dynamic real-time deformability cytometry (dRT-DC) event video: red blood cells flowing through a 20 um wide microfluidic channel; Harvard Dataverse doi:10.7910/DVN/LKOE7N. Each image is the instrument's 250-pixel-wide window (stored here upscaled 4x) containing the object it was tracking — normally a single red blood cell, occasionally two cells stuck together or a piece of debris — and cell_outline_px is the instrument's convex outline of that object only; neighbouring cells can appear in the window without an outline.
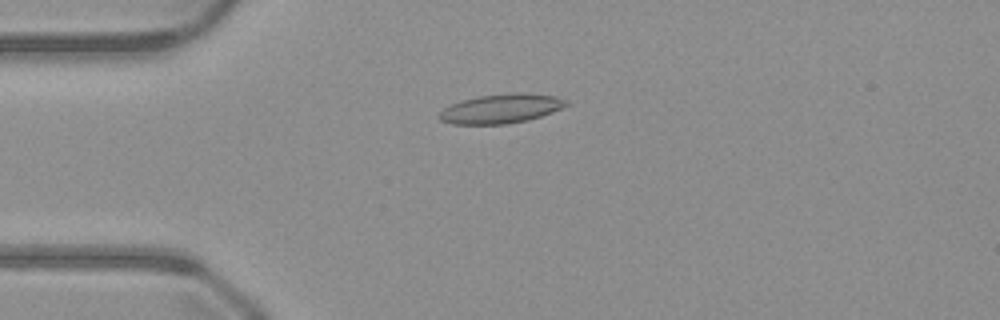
{"species": "common noctule bat (a hibernating species)", "species_latin": "Nyctalus noctula", "temperature_condition": "warm", "stored_images_in_passage": 45, "camera_frame_rate_fps": 3000, "um_per_image_px": 0.085, "animal": {"sex": "male", "body_mass_g": 23.1, "forearm_length_mm": 52.7}, "frame": {"image": 1, "passage_image": 7, "time_ms": 2.0, "image_size_px": [1000, 320], "cell_outline_px": [[568, 104], [552, 112], [528, 120], [508, 124], [452, 124], [440, 120], [436, 116], [444, 108], [460, 100], [480, 96], [512, 92], [524, 92], [556, 96], [568, 100]], "centroid_in_image_um": [42.58, 9.23], "position_along_channel_um": 42.4, "area_um2": 21.79}}
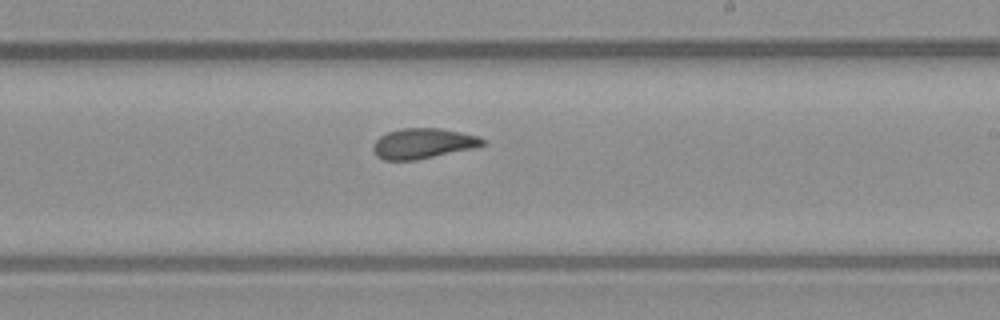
{"frame": {"image": 2, "passage_image": 24, "time_ms": 7.667, "image_size_px": [1000, 320], "cell_outline_px": [[484, 144], [476, 148], [416, 160], [384, 160], [376, 156], [372, 152], [372, 144], [380, 136], [388, 132], [400, 128], [440, 128], [480, 136], [484, 140]], "centroid_in_image_um": [35.94, 12.2], "position_along_channel_um": 253.1, "area_um2": 19.54}}
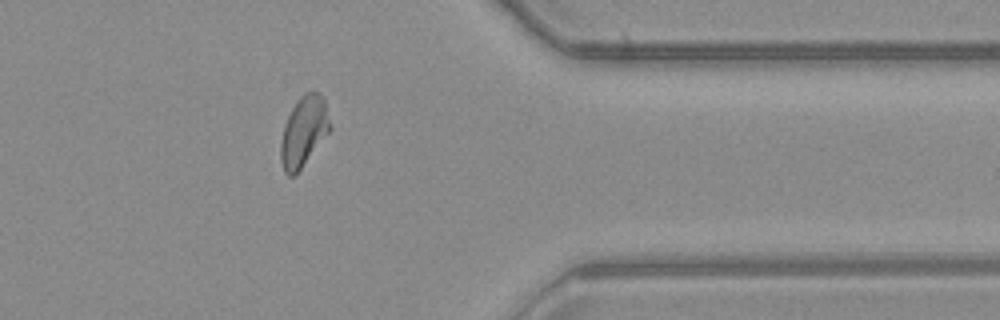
{"frame": {"image": 3, "passage_image": 35, "time_ms": 11.333, "image_size_px": [1000, 320], "cell_outline_px": [[332, 128], [300, 168], [292, 176], [288, 176], [284, 172], [280, 160], [280, 144], [284, 124], [296, 100], [300, 96], [308, 92], [320, 92], [324, 100], [332, 124]], "centroid_in_image_um": [25.81, 11.14], "position_along_channel_um": 385.6, "area_um2": 20.0}}